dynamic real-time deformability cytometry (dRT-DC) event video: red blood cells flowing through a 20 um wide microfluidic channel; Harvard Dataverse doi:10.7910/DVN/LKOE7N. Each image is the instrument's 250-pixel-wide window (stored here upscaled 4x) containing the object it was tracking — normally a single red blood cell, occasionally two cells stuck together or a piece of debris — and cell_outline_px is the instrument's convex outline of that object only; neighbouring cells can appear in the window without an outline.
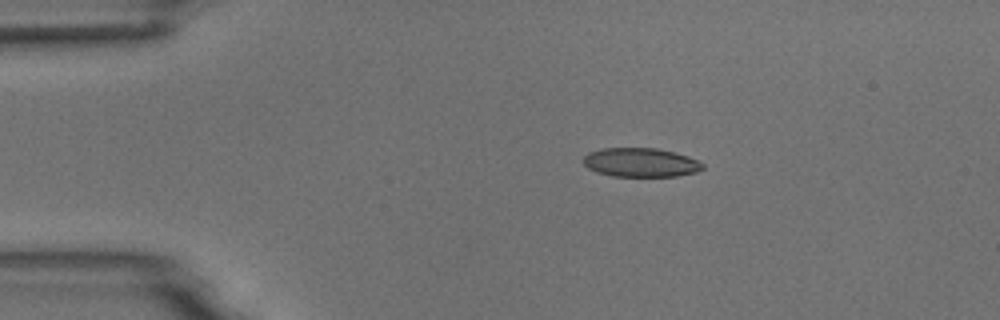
{"species": "common noctule bat (a hibernating species)", "species_latin": "Nyctalus noctula", "temperature_condition": "room temperature", "stored_images_in_passage": 5, "camera_frame_rate_fps": 3000, "um_per_image_px": 0.085, "animal": {"sex": "male", "body_mass_g": 18.8}, "frame": {"image": 1, "passage_image": 1, "time_ms": 0.0, "image_size_px": [1000, 320], "cell_outline_px": [[704, 168], [696, 172], [676, 176], [612, 176], [596, 172], [588, 168], [584, 164], [584, 156], [588, 152], [600, 148], [656, 148], [688, 156], [704, 164]], "centroid_in_image_um": [54.43, 13.81], "position_along_channel_um": 30.6, "area_um2": 20.11}}
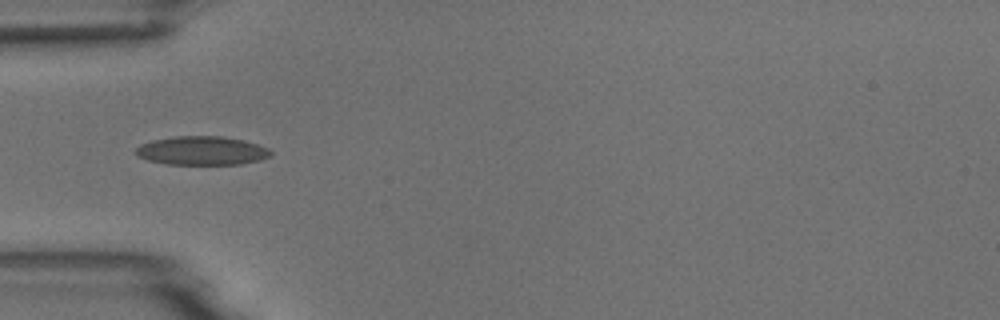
{"frame": {"image": 2, "passage_image": 3, "time_ms": 2.333, "image_size_px": [1000, 320], "cell_outline_px": [[272, 156], [260, 160], [240, 164], [164, 164], [148, 160], [136, 156], [132, 152], [140, 144], [152, 140], [176, 136], [224, 136], [244, 140], [268, 148], [272, 152]], "centroid_in_image_um": [17.13, 12.81], "position_along_channel_um": 67.9, "area_um2": 22.83}}